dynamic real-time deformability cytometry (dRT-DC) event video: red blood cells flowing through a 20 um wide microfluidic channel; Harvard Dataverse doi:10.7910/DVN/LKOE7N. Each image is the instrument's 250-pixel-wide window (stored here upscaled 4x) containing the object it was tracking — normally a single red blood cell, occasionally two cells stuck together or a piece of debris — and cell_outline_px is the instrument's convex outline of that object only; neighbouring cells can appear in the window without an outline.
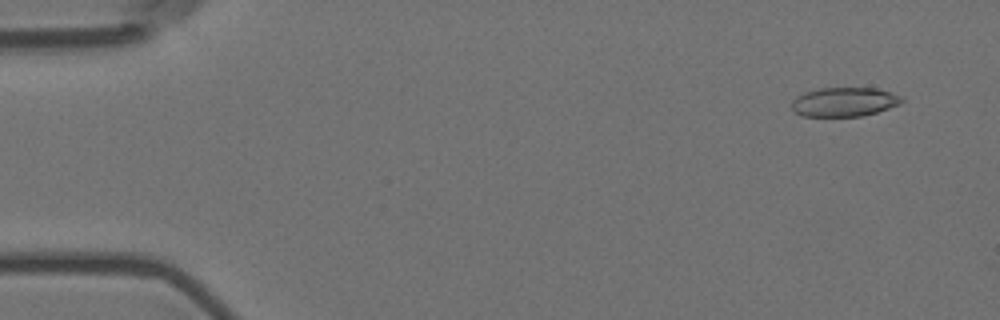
{"species": "Egyptian fruit bat (a non-hibernating species)", "species_latin": "Rousettus aegyptiacus", "temperature_condition": "room temperature", "stored_images_in_passage": 55, "camera_frame_rate_fps": 3000, "um_per_image_px": 0.085, "animal": {"sex": "female"}, "frame": {"image": 1, "passage_image": 2, "time_ms": 0.333, "image_size_px": [1000, 320], "cell_outline_px": [[904, 100], [900, 104], [876, 112], [860, 116], [800, 116], [792, 108], [792, 100], [796, 96], [804, 92], [820, 88], [876, 88], [892, 92], [900, 96]], "centroid_in_image_um": [71.75, 8.66], "position_along_channel_um": 13.3, "area_um2": 18.67}}
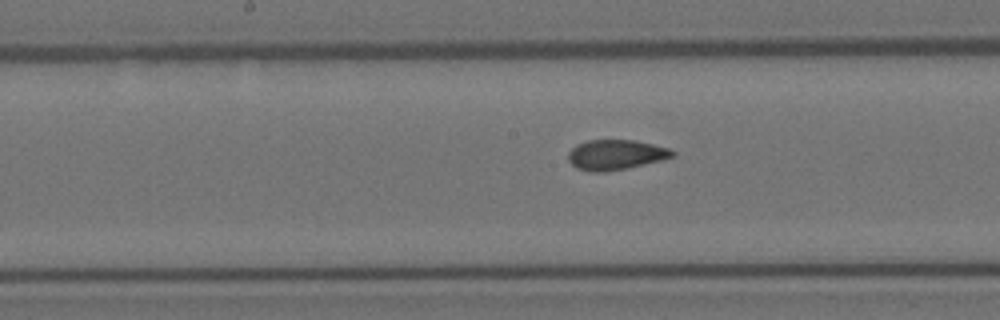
{"frame": {"image": 2, "passage_image": 27, "time_ms": 8.667, "image_size_px": [1000, 320], "cell_outline_px": [[676, 156], [664, 160], [628, 168], [604, 172], [588, 172], [576, 168], [568, 160], [568, 152], [576, 144], [588, 140], [636, 140], [672, 148], [676, 152]], "centroid_in_image_um": [52.38, 13.15], "position_along_channel_um": 195.8, "area_um2": 18.73}}
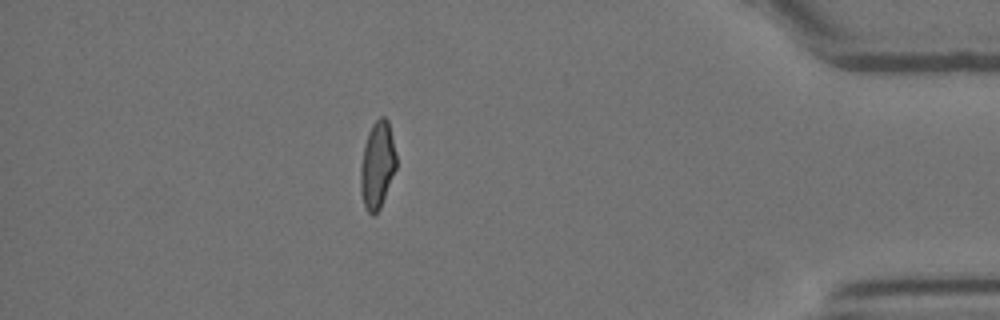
{"frame": {"image": 3, "passage_image": 48, "time_ms": 15.667, "image_size_px": [1000, 320], "cell_outline_px": [[396, 168], [380, 208], [372, 216], [368, 212], [364, 204], [360, 192], [360, 168], [364, 144], [368, 132], [372, 124], [380, 116], [384, 116], [388, 120], [396, 156]], "centroid_in_image_um": [32.05, 14.01], "position_along_channel_um": 403.1, "area_um2": 18.03}, "authors_computed_cell_mechanics": {"area_um2": 18.6116, "velocity_mm_per_s": 3.5927, "shape_relaxation_time_tau1_ms": null, "shape_relaxation_time_tau2_ms": 1.434, "deformation_change_tau1": null, "deformation_change_tau2": 0.0738}}